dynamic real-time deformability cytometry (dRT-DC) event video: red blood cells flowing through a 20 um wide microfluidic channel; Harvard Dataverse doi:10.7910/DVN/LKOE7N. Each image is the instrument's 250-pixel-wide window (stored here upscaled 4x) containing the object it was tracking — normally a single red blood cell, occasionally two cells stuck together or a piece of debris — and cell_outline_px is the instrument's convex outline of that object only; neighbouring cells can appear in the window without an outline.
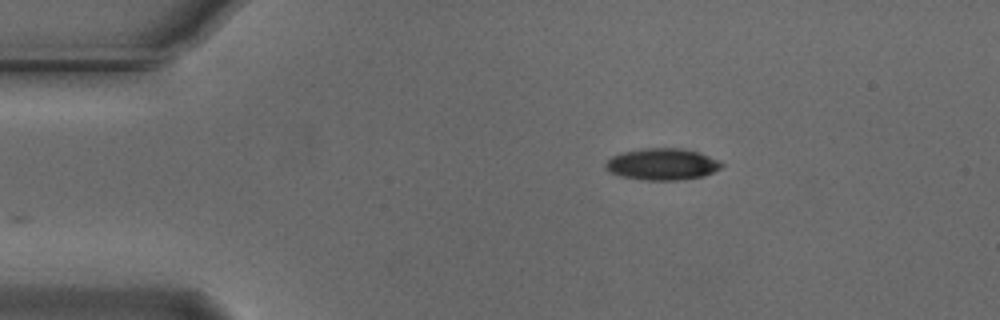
{"species": "Egyptian fruit bat (a non-hibernating species)", "species_latin": "Rousettus aegyptiacus", "temperature_condition": "cold", "stored_images_in_passage": 35, "camera_frame_rate_fps": 3000, "um_per_image_px": 0.085, "animal": {"sex": "male"}, "frame": {"image": 1, "passage_image": 1, "time_ms": 0.0, "image_size_px": [1000, 320], "cell_outline_px": [[724, 164], [720, 168], [704, 176], [684, 180], [644, 180], [620, 176], [608, 172], [604, 168], [604, 164], [612, 156], [620, 152], [644, 148], [680, 148], [696, 152], [708, 156]], "centroid_in_image_um": [56.22, 13.97], "position_along_channel_um": 28.8, "area_um2": 21.44}}
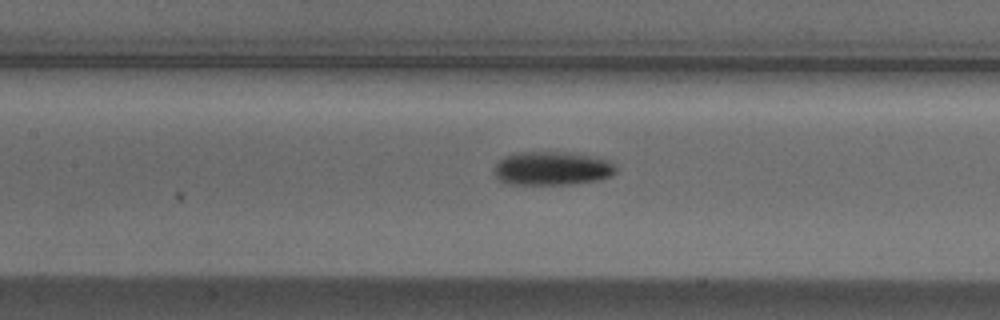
{"frame": {"image": 2, "passage_image": 16, "time_ms": 5.0, "image_size_px": [1000, 320], "cell_outline_px": [[616, 172], [612, 176], [600, 180], [572, 184], [508, 184], [500, 180], [496, 176], [492, 168], [504, 156], [516, 152], [560, 152], [596, 156], [608, 160], [616, 168]], "centroid_in_image_um": [46.92, 14.31], "position_along_channel_um": 160.5, "area_um2": 24.04}}
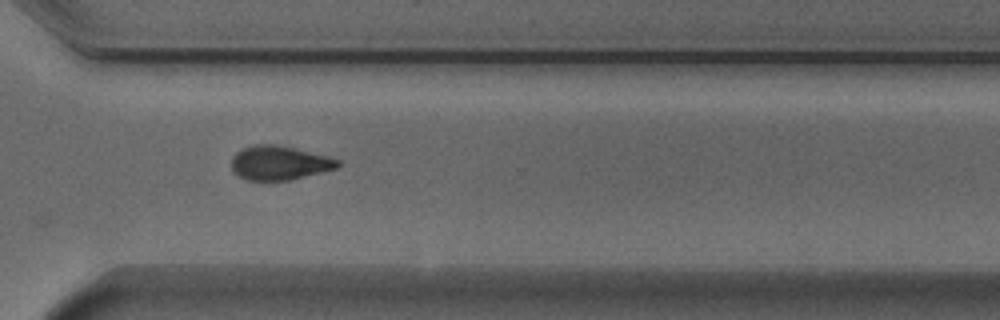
{"frame": {"image": 3, "passage_image": 31, "time_ms": 10.0, "image_size_px": [1000, 320], "cell_outline_px": [[340, 164], [336, 168], [288, 180], [248, 180], [236, 176], [232, 172], [232, 156], [236, 152], [244, 148], [256, 144], [276, 144], [328, 156], [340, 160]], "centroid_in_image_um": [23.7, 13.84], "position_along_channel_um": 346.9, "area_um2": 20.98}, "authors_computed_cell_mechanics": {"area_um2": 22.4842, "velocity_mm_per_s": 3.7348, "shape_relaxation_time_tau1_ms": 2.6089, "shape_relaxation_time_tau2_ms": null, "deformation_change_tau1": 0.1169, "deformation_change_tau2": null}}